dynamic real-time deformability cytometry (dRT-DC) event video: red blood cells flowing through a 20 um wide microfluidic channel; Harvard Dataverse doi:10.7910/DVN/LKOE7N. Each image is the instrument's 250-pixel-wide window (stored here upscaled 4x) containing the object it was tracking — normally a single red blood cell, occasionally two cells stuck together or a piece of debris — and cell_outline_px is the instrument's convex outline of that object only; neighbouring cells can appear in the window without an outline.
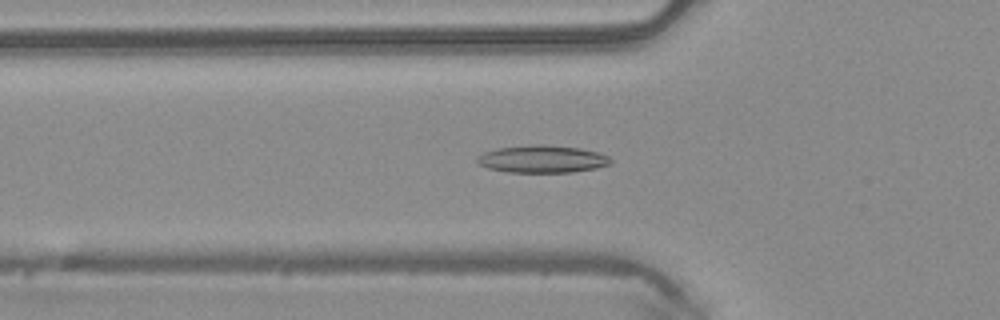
{"species": "common noctule bat (a hibernating species)", "species_latin": "Nyctalus noctula", "temperature_condition": "warm", "stored_images_in_passage": 49, "camera_frame_rate_fps": 3000, "um_per_image_px": 0.085, "animal": {"sex": "male", "body_mass_g": 20.4}, "frame": {"image": 1, "passage_image": 17, "time_ms": 5.333, "image_size_px": [1000, 320], "cell_outline_px": [[612, 164], [596, 168], [572, 172], [508, 172], [488, 168], [476, 164], [476, 156], [484, 152], [500, 148], [536, 144], [544, 144], [580, 148], [596, 152], [608, 156], [612, 160]], "centroid_in_image_um": [46.08, 13.52], "position_along_channel_um": 79.7, "area_um2": 21.39}}
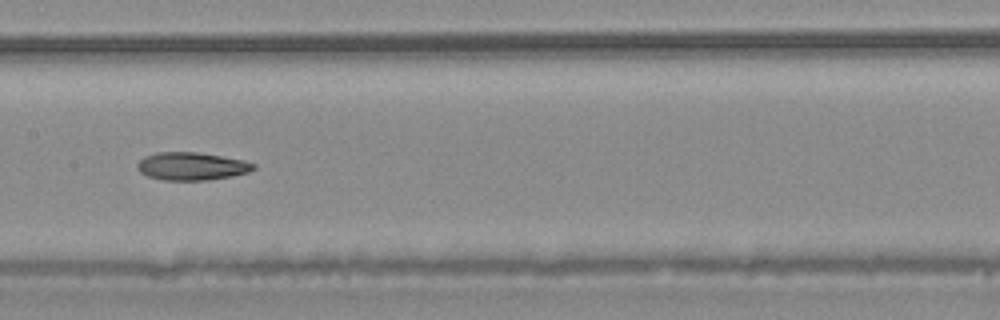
{"frame": {"image": 2, "passage_image": 25, "time_ms": 8.0, "image_size_px": [1000, 320], "cell_outline_px": [[256, 168], [248, 172], [232, 176], [208, 180], [164, 180], [148, 176], [140, 172], [136, 168], [136, 164], [144, 156], [156, 152], [196, 152], [244, 160], [256, 164]], "centroid_in_image_um": [16.28, 14.13], "position_along_channel_um": 191.1, "area_um2": 18.9}}
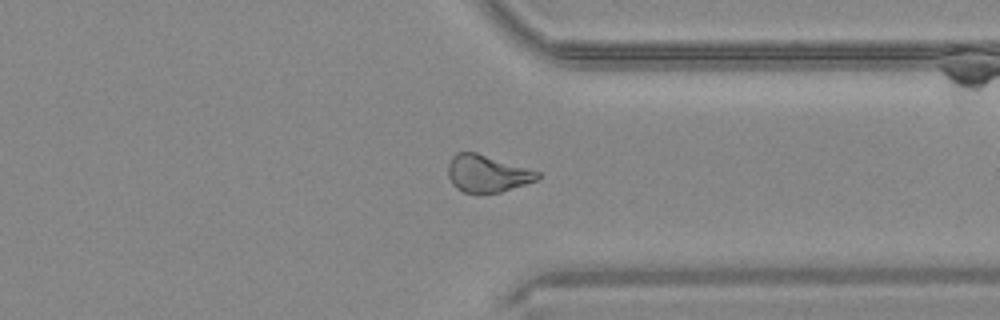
{"frame": {"image": 3, "passage_image": 38, "time_ms": 12.333, "image_size_px": [1000, 320], "cell_outline_px": [[540, 176], [536, 180], [500, 192], [464, 192], [456, 188], [452, 184], [448, 176], [448, 164], [452, 156], [456, 152], [476, 152], [540, 172]], "centroid_in_image_um": [41.37, 14.74], "position_along_channel_um": 370.0, "area_um2": 19.07}, "authors_computed_cell_mechanics": {"area_um2": 19.8832, "velocity_mm_per_s": 4.1407, "shape_relaxation_time_tau1_ms": null, "shape_relaxation_time_tau2_ms": 7.757, "deformation_change_tau1": null, "deformation_change_tau2": 0.1909}}